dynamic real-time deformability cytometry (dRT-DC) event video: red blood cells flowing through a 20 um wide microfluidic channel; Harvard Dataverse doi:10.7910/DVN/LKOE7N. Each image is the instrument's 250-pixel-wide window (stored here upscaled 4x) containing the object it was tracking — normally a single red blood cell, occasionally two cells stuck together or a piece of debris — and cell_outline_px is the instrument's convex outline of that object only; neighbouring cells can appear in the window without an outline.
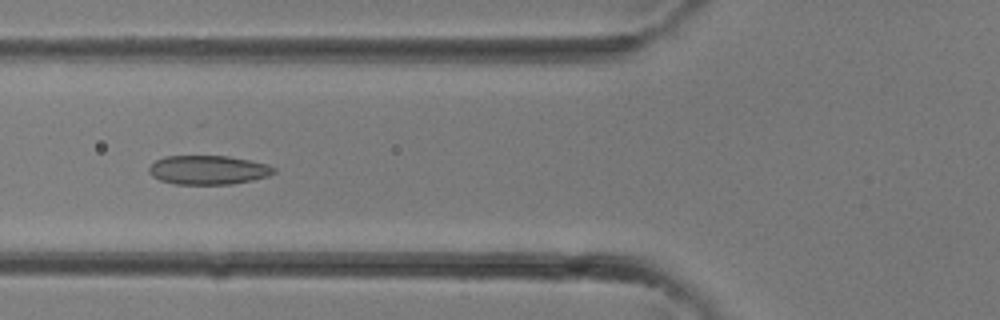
{"species": "common noctule bat (a hibernating species)", "species_latin": "Nyctalus noctula", "temperature_condition": "room temperature", "stored_images_in_passage": 33, "camera_frame_rate_fps": 3000, "um_per_image_px": 0.085, "animal": {"sex": "female"}, "frame": {"image": 1, "passage_image": 13, "time_ms": 4.0, "image_size_px": [1000, 320], "cell_outline_px": [[276, 172], [268, 176], [252, 180], [232, 184], [176, 184], [160, 180], [152, 176], [148, 172], [148, 168], [156, 160], [164, 156], [228, 156], [268, 164], [276, 168]], "centroid_in_image_um": [17.7, 14.44], "position_along_channel_um": 108.1, "area_um2": 21.15}}
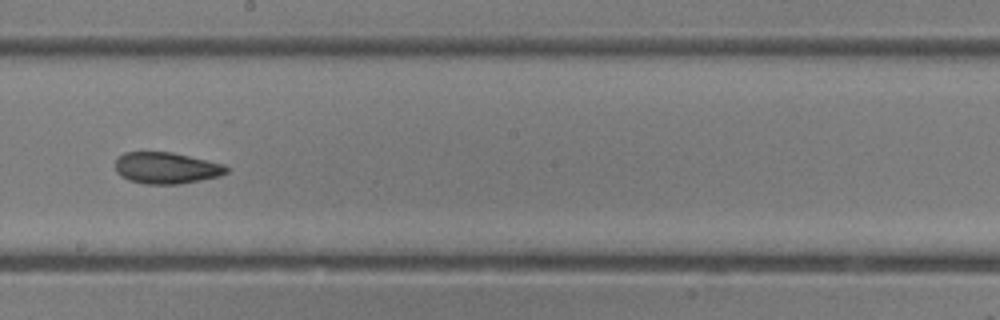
{"frame": {"image": 2, "passage_image": 19, "time_ms": 6.0, "image_size_px": [1000, 320], "cell_outline_px": [[228, 172], [220, 176], [180, 184], [144, 184], [128, 180], [120, 176], [116, 172], [116, 156], [124, 152], [172, 152], [224, 164], [228, 168]], "centroid_in_image_um": [14.11, 14.28], "position_along_channel_um": 234.1, "area_um2": 20.52}}
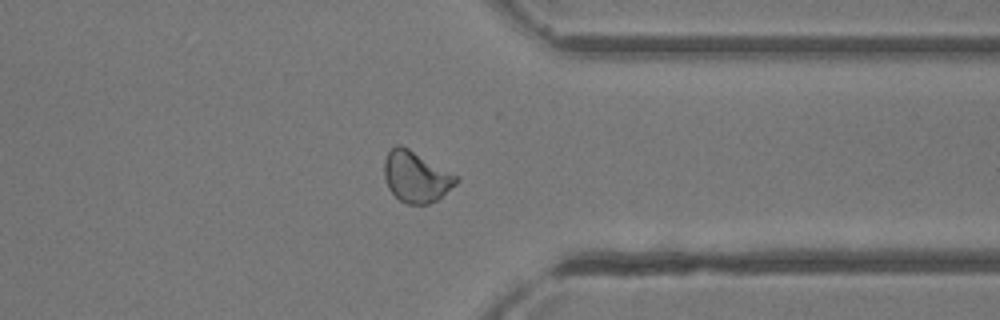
{"frame": {"image": 3, "passage_image": 26, "time_ms": 8.333, "image_size_px": [1000, 320], "cell_outline_px": [[460, 180], [456, 184], [436, 200], [428, 204], [408, 204], [400, 200], [388, 188], [384, 176], [384, 160], [388, 152], [396, 144], [400, 144], [408, 148], [460, 176]], "centroid_in_image_um": [35.38, 15.01], "position_along_channel_um": 376.0, "area_um2": 21.39}}